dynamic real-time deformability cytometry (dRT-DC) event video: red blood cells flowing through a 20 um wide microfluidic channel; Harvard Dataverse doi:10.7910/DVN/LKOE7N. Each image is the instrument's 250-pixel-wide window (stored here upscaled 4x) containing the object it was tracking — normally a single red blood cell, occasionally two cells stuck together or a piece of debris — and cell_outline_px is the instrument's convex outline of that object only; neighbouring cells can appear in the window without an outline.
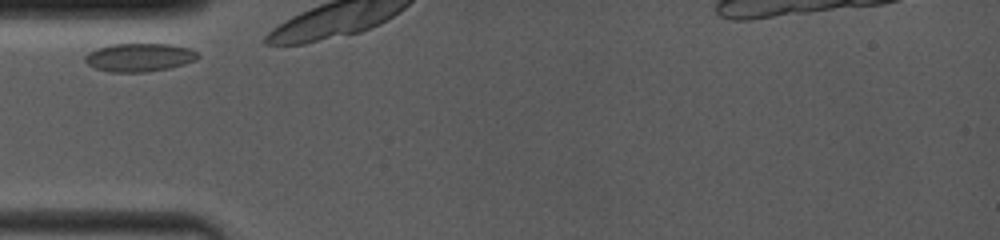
{"species": "common noctule bat (a hibernating species)", "species_latin": "Nyctalus noctula", "temperature_condition": "room temperature", "stored_images_in_passage": 13, "camera_frame_rate_fps": 4000, "um_per_image_px": 0.085, "animal": {"sex": "female", "body_mass_g": 19.0, "forearm_length_mm": 53.3}, "frame": {"image": 1, "passage_image": 1, "time_ms": 0.0, "image_size_px": [1000, 240], "cell_outline_px": [[200, 56], [196, 60], [184, 64], [168, 68], [148, 72], [112, 72], [96, 68], [88, 64], [84, 60], [84, 56], [88, 52], [96, 48], [112, 44], [168, 44], [188, 48], [196, 52]], "centroid_in_image_um": [11.83, 4.88], "position_along_channel_um": 73.2, "area_um2": 18.55}}